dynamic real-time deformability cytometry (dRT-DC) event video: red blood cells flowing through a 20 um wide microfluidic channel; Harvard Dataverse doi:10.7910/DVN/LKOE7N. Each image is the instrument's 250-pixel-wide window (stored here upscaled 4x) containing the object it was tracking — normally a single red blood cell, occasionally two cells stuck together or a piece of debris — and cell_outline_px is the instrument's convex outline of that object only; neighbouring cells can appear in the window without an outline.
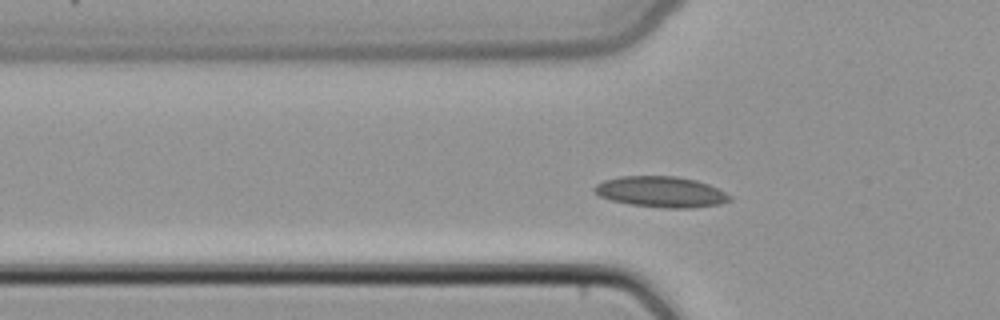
{"species": "common noctule bat (a hibernating species)", "species_latin": "Nyctalus noctula", "temperature_condition": "cold", "stored_images_in_passage": 40, "camera_frame_rate_fps": 3000, "um_per_image_px": 0.085, "animal": {"sex": "female", "body_mass_g": 22.7, "forearm_length_mm": 54.2}, "frame": {"image": 1, "passage_image": 10, "time_ms": 3.0, "image_size_px": [1000, 320], "cell_outline_px": [[732, 200], [720, 204], [692, 208], [664, 208], [628, 204], [612, 200], [600, 196], [592, 188], [596, 184], [604, 180], [620, 176], [676, 176], [696, 180], [708, 184], [732, 196]], "centroid_in_image_um": [56.19, 16.31], "position_along_channel_um": 69.6, "area_um2": 24.33}}
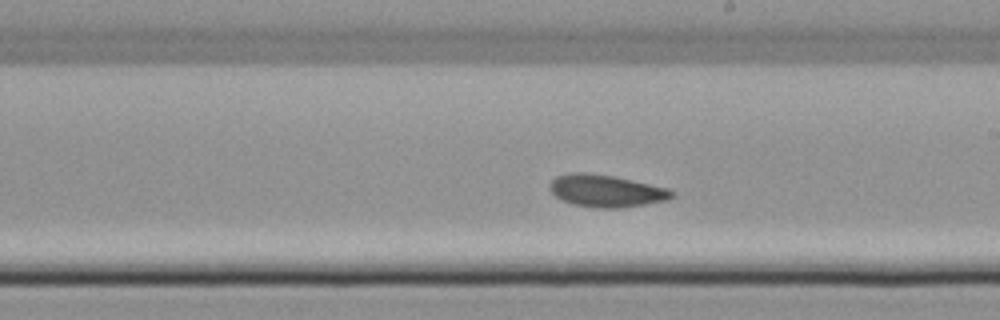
{"frame": {"image": 2, "passage_image": 22, "time_ms": 7.0, "image_size_px": [1000, 320], "cell_outline_px": [[676, 192], [672, 196], [664, 200], [644, 204], [616, 208], [596, 208], [572, 204], [556, 196], [552, 192], [548, 184], [556, 176], [568, 172], [588, 172], [616, 176], [668, 188]], "centroid_in_image_um": [51.49, 16.2], "position_along_channel_um": 237.5, "area_um2": 22.95}}
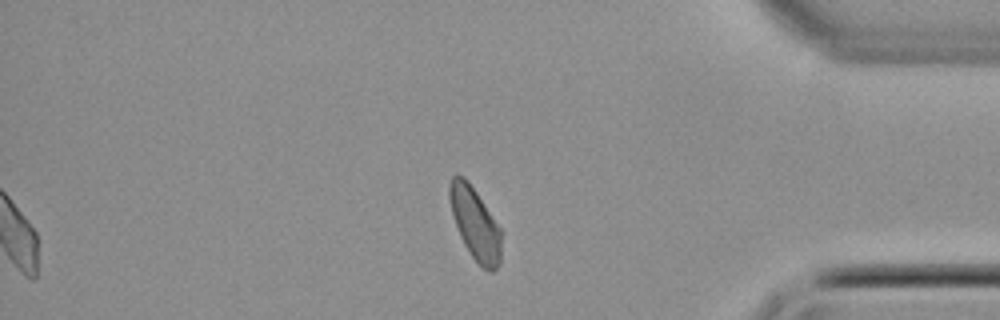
{"frame": {"image": 3, "passage_image": 35, "time_ms": 11.333, "image_size_px": [1000, 320], "cell_outline_px": [[500, 264], [492, 272], [484, 268], [472, 256], [464, 244], [460, 236], [452, 212], [448, 196], [448, 184], [452, 176], [456, 172], [464, 176], [468, 180], [500, 228]], "centroid_in_image_um": [40.35, 18.94], "position_along_channel_um": 394.9, "area_um2": 21.44}}